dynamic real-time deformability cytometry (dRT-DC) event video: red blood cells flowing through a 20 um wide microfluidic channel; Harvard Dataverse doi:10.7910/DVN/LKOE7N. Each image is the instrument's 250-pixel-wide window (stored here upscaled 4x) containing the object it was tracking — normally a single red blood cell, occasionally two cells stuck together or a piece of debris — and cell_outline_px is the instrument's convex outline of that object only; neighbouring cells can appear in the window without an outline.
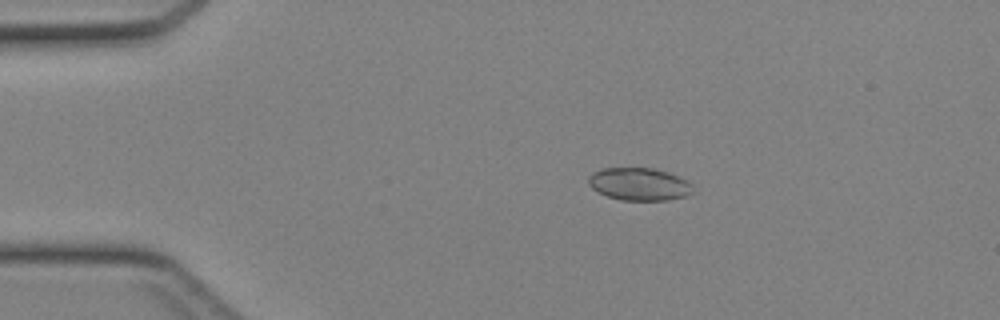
{"species": "Egyptian fruit bat (a non-hibernating species)", "species_latin": "Rousettus aegyptiacus", "temperature_condition": "cold", "stored_images_in_passage": 43, "camera_frame_rate_fps": 3000, "um_per_image_px": 0.085, "animal": {"sex": "female"}, "frame": {"image": 1, "passage_image": 8, "time_ms": 2.333, "image_size_px": [1000, 320], "cell_outline_px": [[692, 192], [684, 196], [668, 200], [620, 200], [608, 196], [592, 188], [588, 184], [588, 176], [592, 172], [600, 168], [652, 168], [668, 172], [688, 180], [692, 184]], "centroid_in_image_um": [54.32, 15.64], "position_along_channel_um": 30.7, "area_um2": 19.88}}
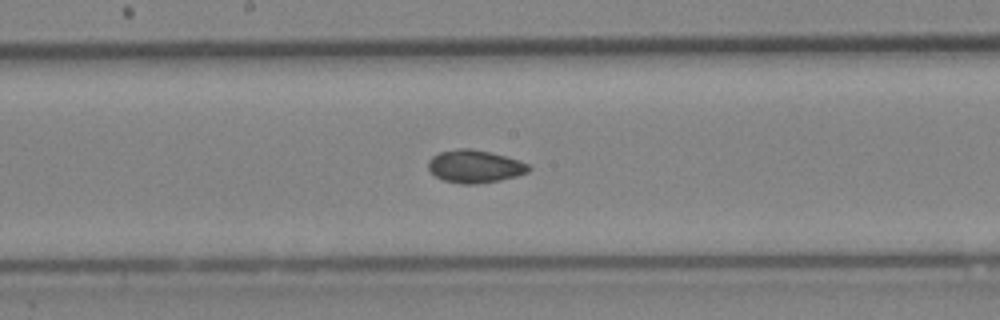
{"frame": {"image": 2, "passage_image": 23, "time_ms": 7.333, "image_size_px": [1000, 320], "cell_outline_px": [[532, 168], [528, 172], [516, 176], [500, 180], [476, 184], [460, 184], [444, 180], [436, 176], [428, 168], [428, 160], [432, 156], [440, 152], [460, 148], [468, 148], [488, 152], [504, 156], [528, 164]], "centroid_in_image_um": [40.34, 14.15], "position_along_channel_um": 207.9, "area_um2": 18.96}}
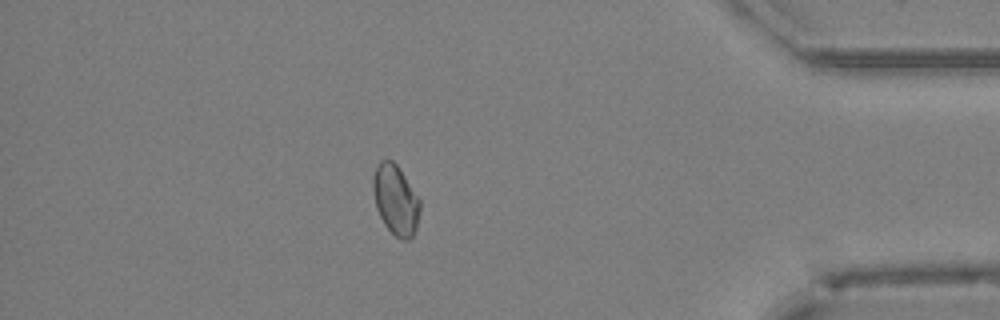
{"frame": {"image": 3, "passage_image": 38, "time_ms": 12.333, "image_size_px": [1000, 320], "cell_outline_px": [[420, 208], [416, 228], [412, 236], [408, 240], [400, 240], [384, 224], [376, 208], [372, 188], [372, 176], [380, 160], [392, 160], [396, 164], [420, 200]], "centroid_in_image_um": [33.61, 16.99], "position_along_channel_um": 401.6, "area_um2": 18.96}}